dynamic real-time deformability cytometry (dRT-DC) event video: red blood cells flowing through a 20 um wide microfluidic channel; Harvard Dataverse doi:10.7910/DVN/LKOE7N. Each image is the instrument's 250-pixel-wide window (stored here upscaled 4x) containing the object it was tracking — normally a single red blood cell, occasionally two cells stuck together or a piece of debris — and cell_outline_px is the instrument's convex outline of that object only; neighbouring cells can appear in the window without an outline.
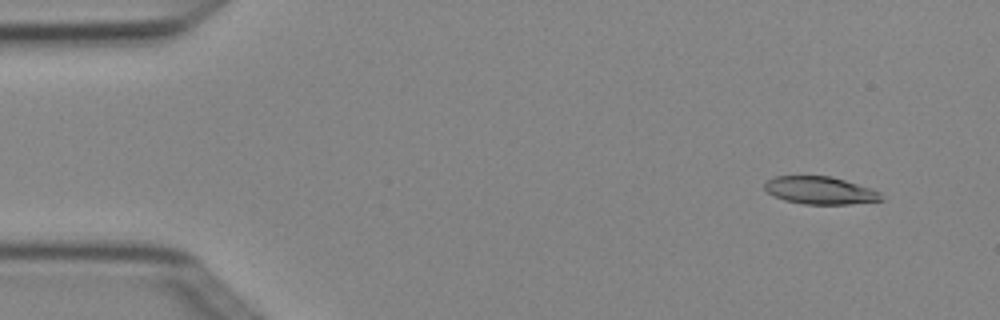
{"species": "Egyptian fruit bat (a non-hibernating species)", "species_latin": "Rousettus aegyptiacus", "temperature_condition": "cold", "stored_images_in_passage": 3, "camera_frame_rate_fps": 3000, "um_per_image_px": 0.085, "animal": {"sex": "female"}, "frame": {"image": 1, "passage_image": 1, "time_ms": 0.0, "image_size_px": [1000, 320], "cell_outline_px": [[884, 200], [848, 204], [804, 204], [784, 200], [768, 192], [764, 188], [764, 184], [768, 180], [776, 176], [832, 176], [872, 188], [880, 192]], "centroid_in_image_um": [69.74, 16.18], "position_along_channel_um": 15.3, "area_um2": 18.73}}